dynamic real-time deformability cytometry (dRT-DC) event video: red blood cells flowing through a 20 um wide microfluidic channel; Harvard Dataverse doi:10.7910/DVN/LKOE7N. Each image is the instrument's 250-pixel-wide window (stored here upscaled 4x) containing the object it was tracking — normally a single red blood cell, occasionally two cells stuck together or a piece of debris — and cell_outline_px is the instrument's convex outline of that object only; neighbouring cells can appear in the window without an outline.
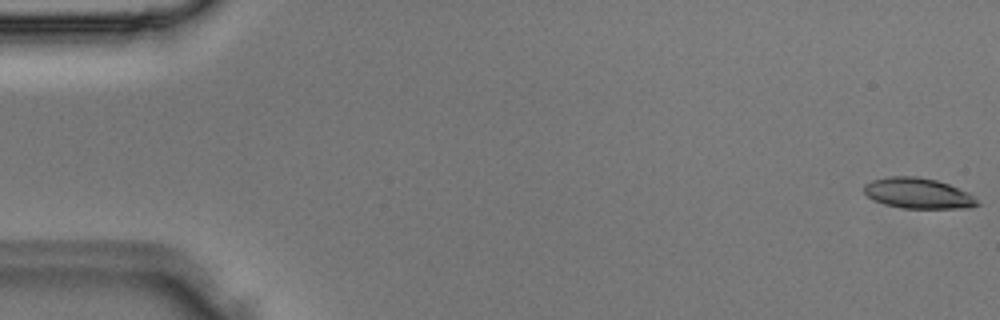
{"species": "Egyptian fruit bat (a non-hibernating species)", "species_latin": "Rousettus aegyptiacus", "temperature_condition": "room temperature", "stored_images_in_passage": 4, "camera_frame_rate_fps": 3000, "um_per_image_px": 0.085, "animal": {"sex": "male"}, "frame": {"image": 1, "passage_image": 1, "time_ms": 0.0, "image_size_px": [1000, 320], "cell_outline_px": [[980, 204], [968, 208], [900, 208], [884, 204], [872, 200], [864, 192], [864, 184], [872, 180], [888, 176], [916, 176], [936, 180], [948, 184], [968, 192]], "centroid_in_image_um": [77.99, 16.43], "position_along_channel_um": 7.0, "area_um2": 20.17}}
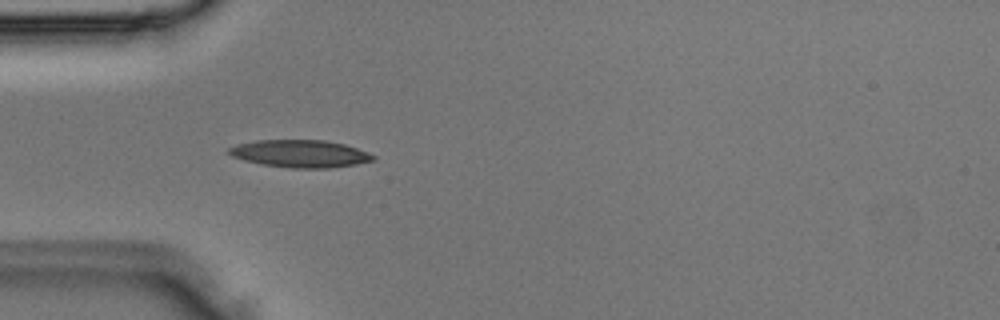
{"frame": {"image": 2, "passage_image": 4, "time_ms": 1.0, "image_size_px": [1000, 320], "cell_outline_px": [[376, 160], [356, 164], [328, 168], [292, 168], [260, 164], [244, 160], [232, 156], [228, 152], [228, 148], [236, 144], [256, 140], [324, 140], [344, 144], [368, 152], [376, 156]], "centroid_in_image_um": [25.51, 13.06], "position_along_channel_um": 59.5, "area_um2": 23.12}}